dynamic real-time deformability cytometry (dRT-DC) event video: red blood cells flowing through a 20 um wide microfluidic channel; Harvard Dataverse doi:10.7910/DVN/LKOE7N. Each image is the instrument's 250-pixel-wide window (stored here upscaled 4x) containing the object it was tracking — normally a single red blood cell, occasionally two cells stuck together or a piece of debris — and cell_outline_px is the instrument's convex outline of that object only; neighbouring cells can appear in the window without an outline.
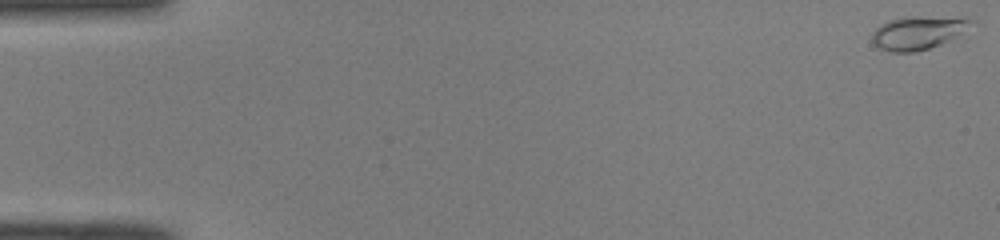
{"species": "common noctule bat (a hibernating species)", "species_latin": "Nyctalus noctula", "temperature_condition": "room temperature", "stored_images_in_passage": 51, "camera_frame_rate_fps": 3000, "um_per_image_px": 0.085, "animal": {"sex": "male", "body_mass_g": 19.0, "forearm_length_mm": 50.8}, "frame": {"image": 1, "passage_image": 1, "time_ms": 0.0, "image_size_px": [1000, 240], "cell_outline_px": [[976, 20], [960, 32], [948, 40], [940, 44], [928, 48], [912, 52], [888, 52], [880, 48], [872, 40], [872, 32], [880, 24], [888, 20], [904, 16], [968, 16]], "centroid_in_image_um": [78.03, 2.73], "position_along_channel_um": 7.0, "area_um2": 19.36}}
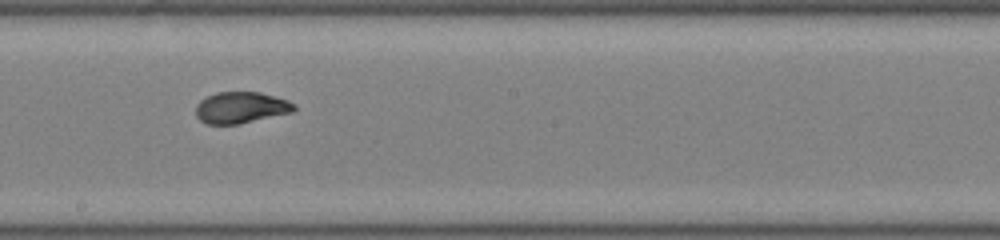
{"frame": {"image": 2, "passage_image": 29, "time_ms": 9.333, "image_size_px": [1000, 240], "cell_outline_px": [[296, 108], [292, 112], [240, 124], [208, 124], [200, 120], [196, 116], [196, 104], [200, 100], [216, 92], [260, 92], [276, 96], [288, 100], [296, 104]], "centroid_in_image_um": [20.49, 9.14], "position_along_channel_um": 227.7, "area_um2": 18.09}}
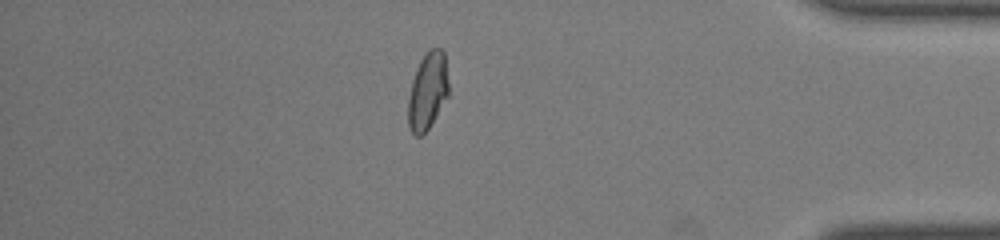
{"frame": {"image": 3, "passage_image": 44, "time_ms": 14.333, "image_size_px": [1000, 240], "cell_outline_px": [[448, 96], [428, 128], [420, 136], [416, 136], [408, 128], [408, 96], [412, 80], [416, 68], [424, 52], [428, 48], [440, 48], [444, 52], [448, 80]], "centroid_in_image_um": [36.33, 7.7], "position_along_channel_um": 398.9, "area_um2": 18.26}, "authors_computed_cell_mechanics": {"area_um2": 18.2648, "velocity_mm_per_s": 4.0794, "shape_relaxation_time_tau1_ms": null, "shape_relaxation_time_tau2_ms": 0.7715, "deformation_change_tau1": null, "deformation_change_tau2": 0.0437}}